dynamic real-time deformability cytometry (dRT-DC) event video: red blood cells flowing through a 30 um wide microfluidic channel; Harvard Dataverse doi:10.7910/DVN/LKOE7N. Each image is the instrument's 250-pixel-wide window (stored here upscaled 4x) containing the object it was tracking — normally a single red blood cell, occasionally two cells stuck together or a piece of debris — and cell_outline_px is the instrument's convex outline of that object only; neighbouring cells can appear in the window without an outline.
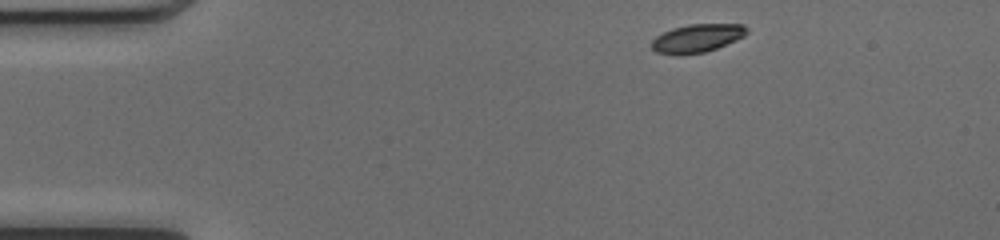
{"species": "common noctule bat (a hibernating species)", "species_latin": "Nyctalus noctula", "temperature_condition": "cold", "stored_images_in_passage": 43, "camera_frame_rate_fps": 3000, "um_per_image_px": 0.085, "animal": {"sex": "female", "body_mass_g": 17.0, "forearm_length_mm": 48.0}, "frame": {"image": 1, "passage_image": 1, "time_ms": 0.0, "image_size_px": [1000, 240], "cell_outline_px": [[748, 32], [744, 36], [736, 40], [716, 48], [704, 52], [680, 56], [676, 56], [656, 52], [652, 48], [652, 40], [656, 36], [672, 28], [688, 24], [744, 24], [748, 28]], "centroid_in_image_um": [59.24, 3.26], "position_along_channel_um": 25.8, "area_um2": 15.84}}
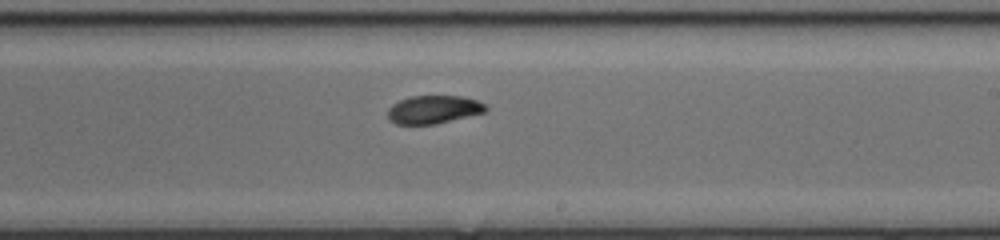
{"frame": {"image": 2, "passage_image": 23, "time_ms": 7.333, "image_size_px": [1000, 240], "cell_outline_px": [[488, 108], [484, 112], [436, 124], [396, 124], [388, 120], [388, 108], [392, 104], [408, 96], [464, 96], [476, 100], [484, 104]], "centroid_in_image_um": [36.82, 9.3], "position_along_channel_um": 252.2, "area_um2": 16.07}}
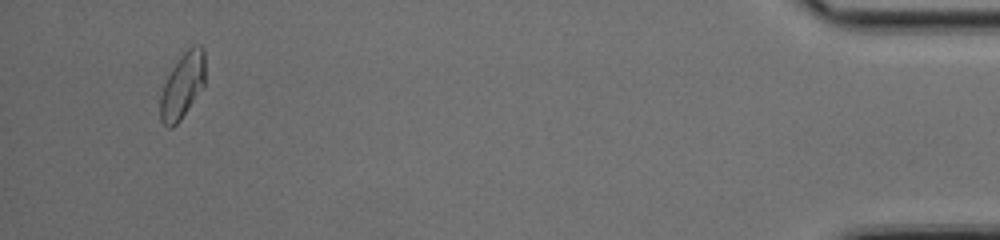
{"frame": {"image": 3, "passage_image": 41, "time_ms": 13.333, "image_size_px": [1000, 240], "cell_outline_px": [[204, 84], [180, 120], [172, 128], [168, 128], [160, 120], [160, 96], [164, 84], [172, 68], [180, 56], [192, 44], [200, 44], [204, 48]], "centroid_in_image_um": [15.5, 7.26], "position_along_channel_um": 419.7, "area_um2": 16.94}, "authors_computed_cell_mechanics": {"area_um2": 16.5308, "velocity_mm_per_s": 4.1054, "shape_relaxation_time_tau1_ms": 4.7638, "shape_relaxation_time_tau2_ms": 5.1935, "deformation_change_tau1": 0.1555, "deformation_change_tau2": 0.0522}}